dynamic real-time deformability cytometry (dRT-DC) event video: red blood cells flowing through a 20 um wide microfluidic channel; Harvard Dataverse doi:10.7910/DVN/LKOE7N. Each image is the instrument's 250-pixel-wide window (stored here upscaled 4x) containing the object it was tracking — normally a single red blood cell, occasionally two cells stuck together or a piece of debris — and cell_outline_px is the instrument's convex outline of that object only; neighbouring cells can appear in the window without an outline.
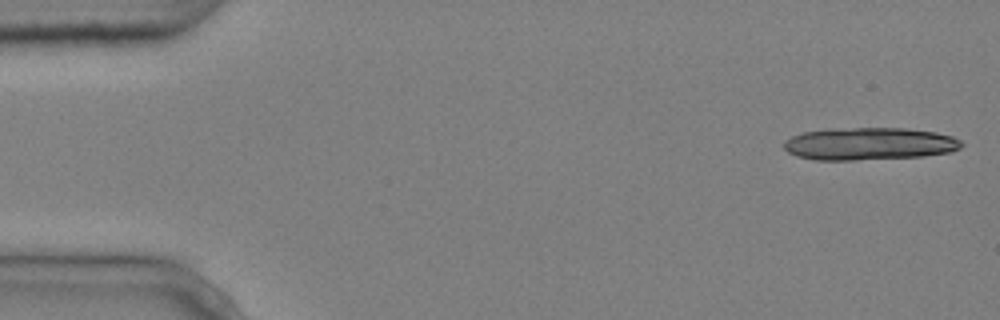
{"species": "common noctule bat (a hibernating species)", "species_latin": "Nyctalus noctula", "temperature_condition": "cold", "stored_images_in_passage": 6, "camera_frame_rate_fps": 3000, "um_per_image_px": 0.085, "animal": {"sex": "male", "body_mass_g": 20.4}, "frame": {"image": 1, "passage_image": 1, "time_ms": 0.0, "image_size_px": [1000, 320], "cell_outline_px": [[964, 144], [960, 148], [952, 152], [924, 156], [856, 160], [812, 160], [796, 156], [788, 152], [784, 148], [784, 140], [792, 136], [804, 132], [828, 128], [904, 128], [936, 132], [952, 136], [960, 140]], "centroid_in_image_um": [73.88, 12.22], "position_along_channel_um": 11.1, "area_um2": 33.99}}